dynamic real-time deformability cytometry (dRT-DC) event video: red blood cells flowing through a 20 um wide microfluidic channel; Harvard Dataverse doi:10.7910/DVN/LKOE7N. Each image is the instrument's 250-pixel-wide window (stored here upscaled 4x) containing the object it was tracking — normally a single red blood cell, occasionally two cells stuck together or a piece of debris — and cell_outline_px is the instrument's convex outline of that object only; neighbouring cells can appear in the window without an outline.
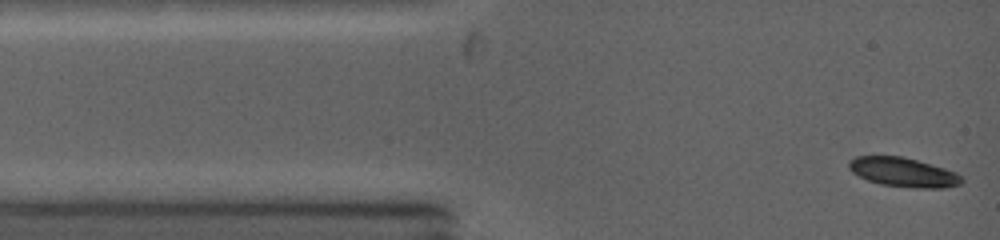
{"species": "common noctule bat (a hibernating species)", "species_latin": "Nyctalus noctula", "temperature_condition": "warm", "stored_images_in_passage": 40, "camera_frame_rate_fps": 5000, "um_per_image_px": 0.085, "animal": {"sex": "female", "body_mass_g": 19.0, "forearm_length_mm": 53.3}, "frame": {"image": 1, "passage_image": 1, "time_ms": 0.0, "image_size_px": [1000, 240], "cell_outline_px": [[964, 180], [960, 184], [944, 188], [916, 188], [880, 184], [868, 180], [852, 172], [848, 168], [848, 160], [856, 156], [900, 156], [916, 160], [944, 168], [956, 172]], "centroid_in_image_um": [76.76, 14.64], "position_along_channel_um": 8.2, "area_um2": 19.13}}
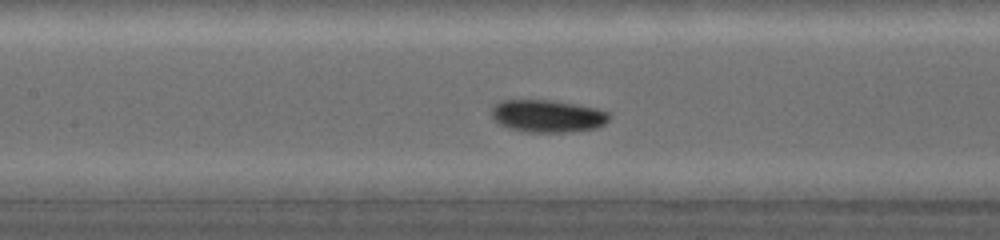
{"frame": {"image": 2, "passage_image": 17, "time_ms": 4.8, "image_size_px": [1000, 240], "cell_outline_px": [[612, 116], [604, 124], [596, 128], [572, 132], [524, 132], [508, 128], [500, 124], [492, 116], [492, 108], [496, 104], [504, 100], [548, 100], [596, 108], [608, 112]], "centroid_in_image_um": [46.56, 9.88], "position_along_channel_um": 160.8, "area_um2": 22.14}}
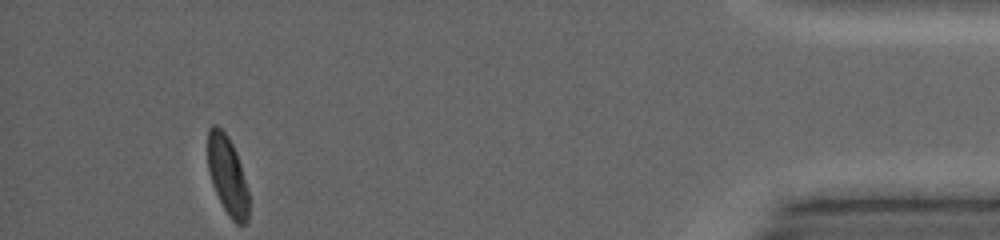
{"frame": {"image": 3, "passage_image": 40, "time_ms": 12.6, "image_size_px": [1000, 240], "cell_outline_px": [[248, 220], [244, 224], [236, 224], [228, 216], [212, 184], [208, 172], [208, 128], [212, 124], [216, 124], [228, 136], [236, 152], [240, 164], [248, 192]], "centroid_in_image_um": [19.32, 14.9], "position_along_channel_um": 415.9, "area_um2": 18.67}, "authors_computed_cell_mechanics": {"area_um2": 20.9236, "velocity_mm_per_s": 4.2866, "shape_relaxation_time_tau1_ms": 1.8688, "shape_relaxation_time_tau2_ms": 0.7193, "deformation_change_tau1": 0.1326, "deformation_change_tau2": 0.0328}}